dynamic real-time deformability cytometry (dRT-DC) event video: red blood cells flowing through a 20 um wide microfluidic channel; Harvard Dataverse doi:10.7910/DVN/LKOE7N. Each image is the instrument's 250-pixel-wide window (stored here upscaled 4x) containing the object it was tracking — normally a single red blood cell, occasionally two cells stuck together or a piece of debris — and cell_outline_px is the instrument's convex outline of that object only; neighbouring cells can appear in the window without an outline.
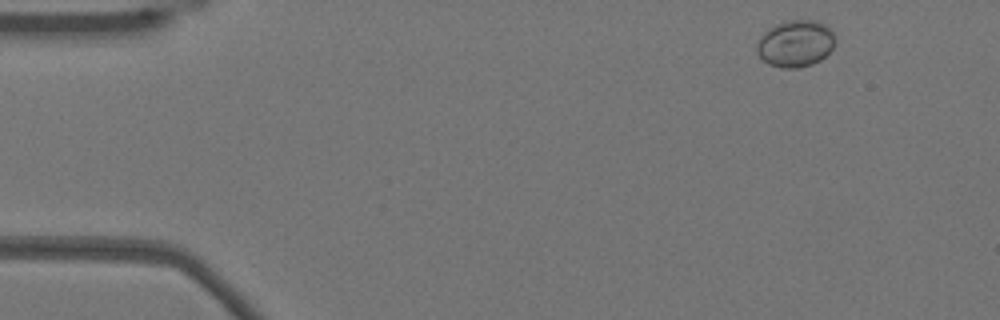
{"species": "Egyptian fruit bat (a non-hibernating species)", "species_latin": "Rousettus aegyptiacus", "temperature_condition": "warm", "stored_images_in_passage": 49, "camera_frame_rate_fps": 3000, "um_per_image_px": 0.085, "animal": {"sex": "female"}, "frame": {"image": 1, "passage_image": 1, "time_ms": 0.0, "image_size_px": [1000, 320], "cell_outline_px": [[836, 40], [832, 48], [820, 60], [812, 64], [796, 68], [780, 68], [768, 64], [756, 52], [756, 44], [760, 36], [764, 32], [776, 24], [788, 20], [816, 20], [824, 24], [832, 32]], "centroid_in_image_um": [67.59, 3.7], "position_along_channel_um": 17.4, "area_um2": 21.33}}
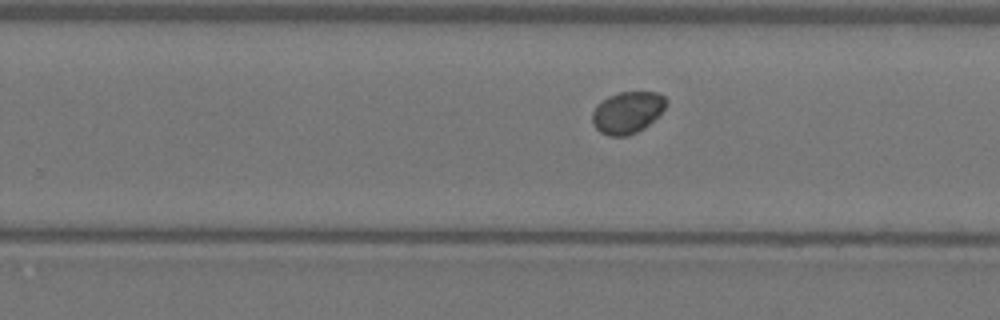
{"frame": {"image": 2, "passage_image": 29, "time_ms": 9.333, "image_size_px": [1000, 320], "cell_outline_px": [[668, 100], [664, 108], [644, 128], [628, 136], [608, 136], [600, 132], [592, 124], [592, 112], [608, 96], [620, 92], [656, 92], [664, 96]], "centroid_in_image_um": [53.32, 9.56], "position_along_channel_um": 276.5, "area_um2": 17.74}}
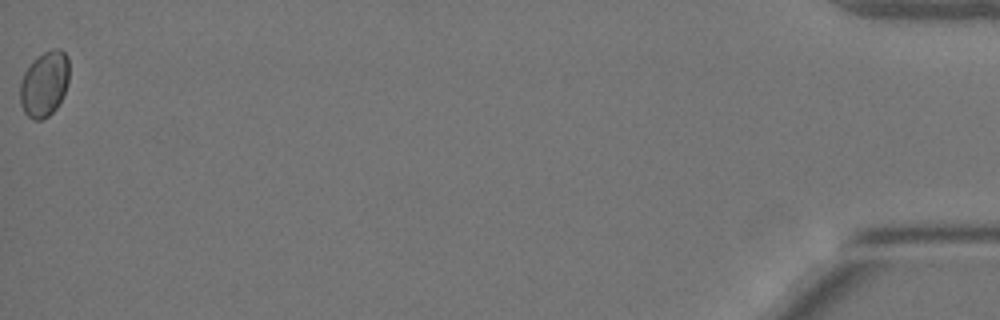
{"frame": {"image": 3, "passage_image": 49, "time_ms": 16.0, "image_size_px": [1000, 320], "cell_outline_px": [[68, 84], [56, 108], [48, 116], [40, 120], [32, 120], [24, 112], [20, 104], [20, 84], [24, 72], [32, 60], [44, 52], [52, 48], [60, 48], [68, 56]], "centroid_in_image_um": [3.76, 7.12], "position_along_channel_um": 431.4, "area_um2": 18.79}, "authors_computed_cell_mechanics": {"area_um2": 18.3226, "velocity_mm_per_s": 3.8211, "shape_relaxation_time_tau1_ms": null, "shape_relaxation_time_tau2_ms": 5.5, "deformation_change_tau1": null, "deformation_change_tau2": 0.0176}}